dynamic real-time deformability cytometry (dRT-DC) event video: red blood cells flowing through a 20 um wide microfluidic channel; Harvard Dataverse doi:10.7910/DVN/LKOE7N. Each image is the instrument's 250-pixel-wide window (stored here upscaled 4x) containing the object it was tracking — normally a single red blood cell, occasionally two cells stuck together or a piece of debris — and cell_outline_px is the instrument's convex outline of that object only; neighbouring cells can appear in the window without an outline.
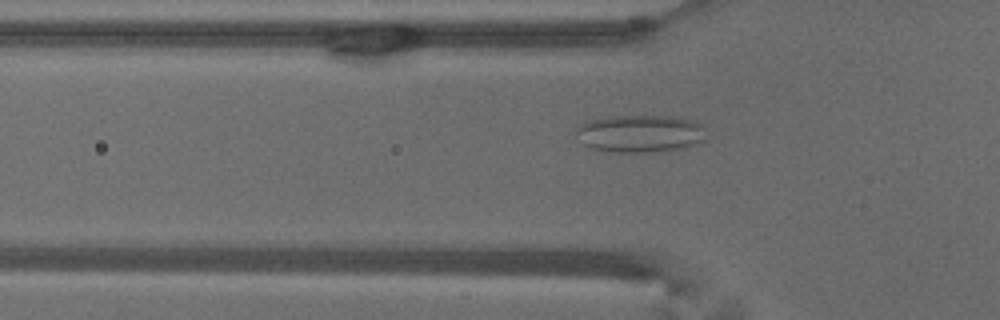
{"species": "common noctule bat (a hibernating species)", "species_latin": "Nyctalus noctula", "temperature_condition": "warm", "stored_images_in_passage": 38, "camera_frame_rate_fps": 3000, "um_per_image_px": 0.085, "animal": {"sex": "male", "body_mass_g": 18.8}, "frame": {"image": 1, "passage_image": 2, "time_ms": 0.333, "image_size_px": [1000, 320], "cell_outline_px": [[704, 140], [684, 148], [652, 152], [616, 152], [592, 148], [584, 144], [576, 132], [576, 128], [580, 124], [588, 120], [612, 116], [680, 116], [692, 120], [700, 124], [704, 128]], "centroid_in_image_um": [54.42, 11.34], "position_along_channel_um": 71.4, "area_um2": 28.38}}
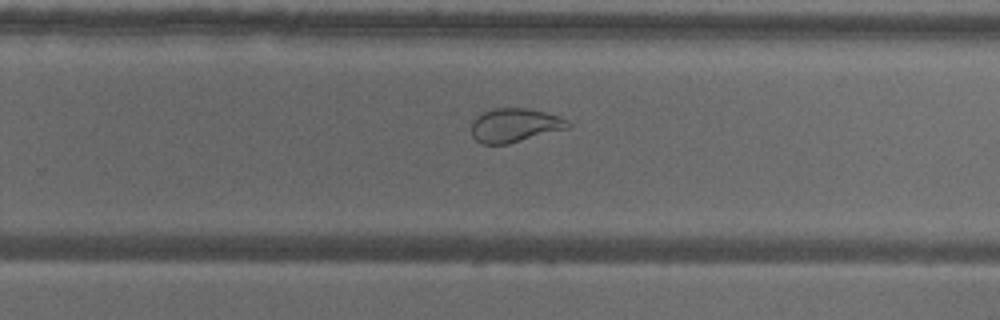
{"frame": {"image": 2, "passage_image": 19, "time_ms": 6.0, "image_size_px": [1000, 320], "cell_outline_px": [[572, 124], [568, 128], [508, 144], [484, 144], [476, 140], [472, 136], [472, 120], [476, 116], [492, 108], [528, 108], [560, 116], [568, 120]], "centroid_in_image_um": [43.75, 10.64], "position_along_channel_um": 286.0, "area_um2": 19.07}}
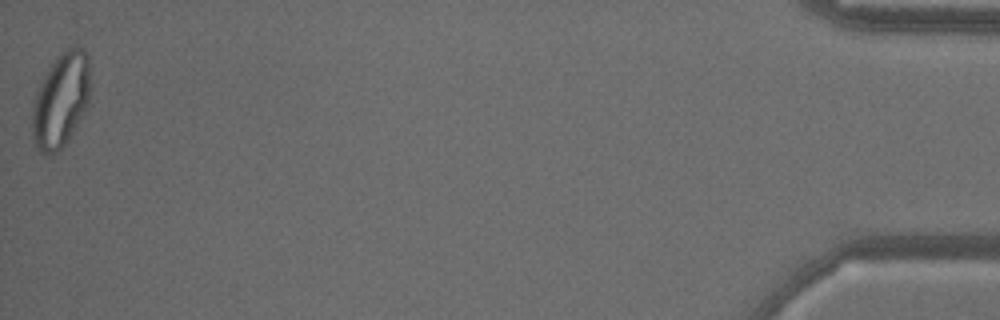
{"frame": {"image": 3, "passage_image": 38, "time_ms": 12.333, "image_size_px": [1000, 320], "cell_outline_px": [[88, 104], [84, 112], [72, 132], [64, 144], [52, 156], [44, 156], [36, 148], [32, 140], [32, 108], [36, 92], [48, 68], [56, 56], [72, 44], [80, 48], [88, 56]], "centroid_in_image_um": [5.12, 8.54], "position_along_channel_um": 430.1, "area_um2": 31.79}, "authors_computed_cell_mechanics": {"area_um2": 22.7732, "velocity_mm_per_s": 3.7765, "shape_relaxation_time_tau1_ms": null, "shape_relaxation_time_tau2_ms": 0.8598, "deformation_change_tau1": null, "deformation_change_tau2": 0.0638}}